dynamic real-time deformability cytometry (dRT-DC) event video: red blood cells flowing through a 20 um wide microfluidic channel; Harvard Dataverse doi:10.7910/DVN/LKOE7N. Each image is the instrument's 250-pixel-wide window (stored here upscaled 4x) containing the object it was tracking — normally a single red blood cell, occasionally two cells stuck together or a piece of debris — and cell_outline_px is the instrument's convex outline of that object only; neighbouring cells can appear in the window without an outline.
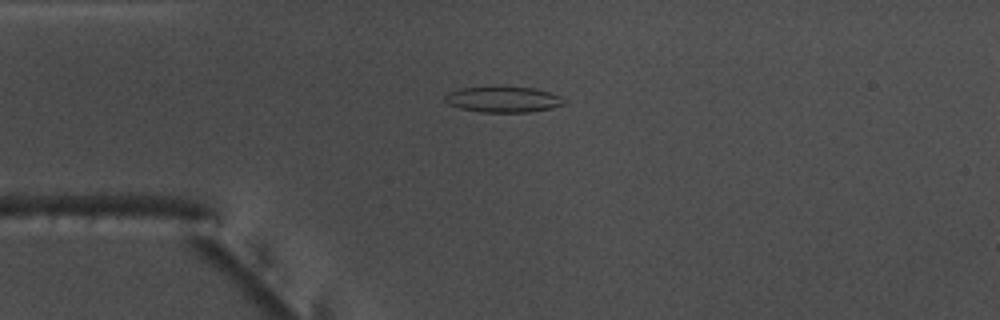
{"species": "common noctule bat (a hibernating species)", "species_latin": "Nyctalus noctula", "temperature_condition": "warm", "stored_images_in_passage": 51, "camera_frame_rate_fps": 3000, "um_per_image_px": 0.085, "animal": {"sex": "male", "body_mass_g": 17.5, "forearm_length_mm": 52.3}, "frame": {"image": 1, "passage_image": 11, "time_ms": 3.333, "image_size_px": [1000, 320], "cell_outline_px": [[564, 104], [552, 108], [532, 112], [480, 112], [460, 108], [448, 104], [444, 100], [444, 96], [448, 92], [460, 88], [532, 88], [548, 92], [560, 96], [564, 100]], "centroid_in_image_um": [42.75, 8.48], "position_along_channel_um": 42.3, "area_um2": 17.51}}
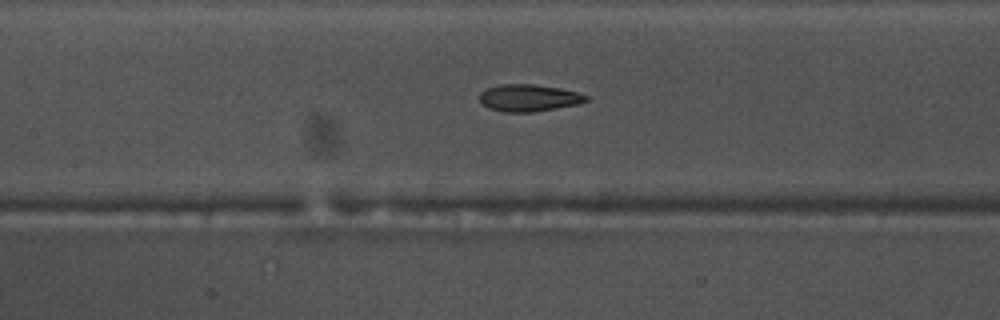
{"frame": {"image": 2, "passage_image": 22, "time_ms": 7.0, "image_size_px": [1000, 320], "cell_outline_px": [[588, 100], [576, 104], [536, 112], [504, 112], [488, 108], [480, 104], [480, 92], [488, 88], [500, 84], [532, 84], [560, 88], [576, 92], [588, 96]], "centroid_in_image_um": [44.9, 8.32], "position_along_channel_um": 162.5, "area_um2": 16.76}}
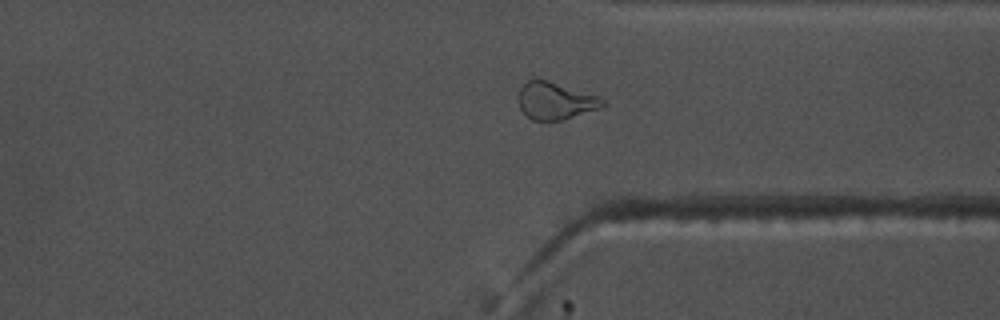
{"frame": {"image": 3, "passage_image": 38, "time_ms": 12.333, "image_size_px": [1000, 320], "cell_outline_px": [[608, 104], [600, 108], [564, 120], [532, 120], [520, 108], [520, 88], [528, 80], [536, 76], [596, 96], [604, 100]], "centroid_in_image_um": [47.21, 8.56], "position_along_channel_um": 364.2, "area_um2": 18.15}, "authors_computed_cell_mechanics": {"area_um2": 17.6868, "velocity_mm_per_s": 3.7995, "shape_relaxation_time_tau1_ms": 10.8722, "shape_relaxation_time_tau2_ms": 3.7821, "deformation_change_tau1": 0.2428, "deformation_change_tau2": 0.1184}}